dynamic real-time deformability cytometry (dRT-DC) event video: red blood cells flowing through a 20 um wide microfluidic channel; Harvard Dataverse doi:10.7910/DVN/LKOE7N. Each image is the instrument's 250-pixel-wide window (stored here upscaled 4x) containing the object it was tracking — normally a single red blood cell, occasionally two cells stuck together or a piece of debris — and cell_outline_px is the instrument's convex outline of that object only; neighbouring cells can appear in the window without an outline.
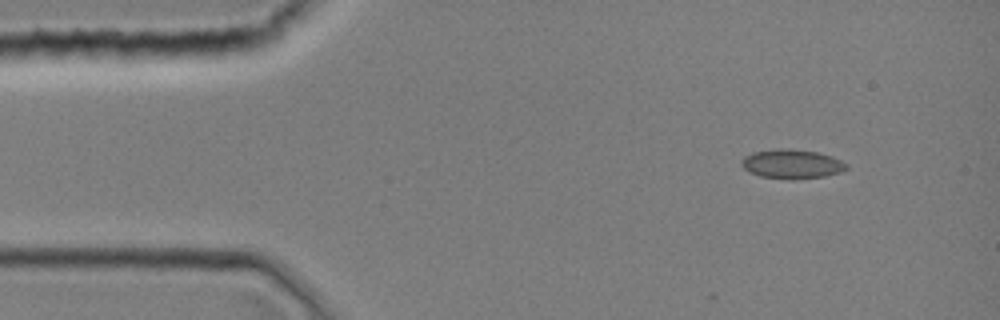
{"species": "common noctule bat (a hibernating species)", "species_latin": "Nyctalus noctula", "temperature_condition": "room temperature", "stored_images_in_passage": 1, "camera_frame_rate_fps": 3000, "um_per_image_px": 0.085, "animal": {"sex": "female", "body_mass_g": 19.0, "forearm_length_mm": 51.5}, "frame": {"image": 1, "passage_image": 1, "time_ms": 0.0, "image_size_px": [1000, 320], "cell_outline_px": [[848, 168], [840, 172], [824, 176], [792, 180], [760, 176], [748, 172], [740, 164], [740, 160], [744, 156], [752, 152], [776, 148], [788, 148], [816, 152], [832, 156], [848, 164]], "centroid_in_image_um": [67.27, 13.93], "position_along_channel_um": 17.7, "area_um2": 18.09}}